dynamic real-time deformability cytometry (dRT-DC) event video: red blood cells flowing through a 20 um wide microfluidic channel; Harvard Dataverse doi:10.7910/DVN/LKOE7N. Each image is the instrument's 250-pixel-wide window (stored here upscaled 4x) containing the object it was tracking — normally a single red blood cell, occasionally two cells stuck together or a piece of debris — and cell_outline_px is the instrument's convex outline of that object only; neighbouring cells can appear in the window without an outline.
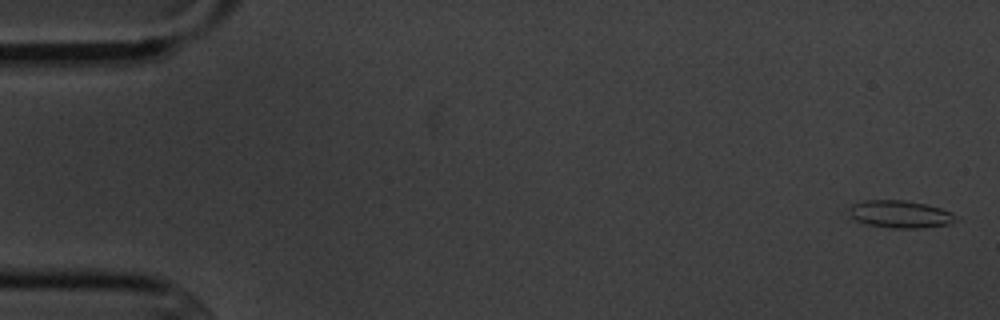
{"species": "common noctule bat (a hibernating species)", "species_latin": "Nyctalus noctula", "temperature_condition": "cold", "stored_images_in_passage": 5, "camera_frame_rate_fps": 3000, "um_per_image_px": 0.085, "animal": {"sex": "male", "body_mass_g": 20.1, "forearm_length_mm": 53.5}, "frame": {"image": 1, "passage_image": 1, "time_ms": 0.0, "image_size_px": [1000, 320], "cell_outline_px": [[960, 220], [948, 224], [924, 228], [892, 228], [868, 224], [856, 220], [852, 216], [848, 208], [852, 204], [864, 200], [904, 200], [928, 204], [952, 212], [960, 216]], "centroid_in_image_um": [76.59, 18.2], "position_along_channel_um": 8.4, "area_um2": 17.28}}
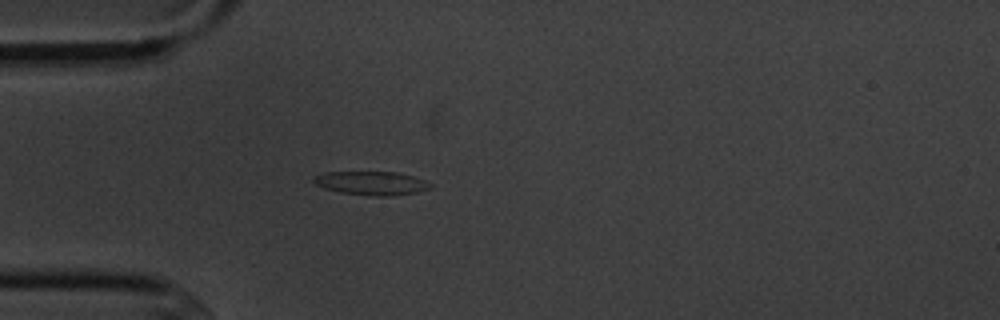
{"frame": {"image": 2, "passage_image": 5, "time_ms": 4.667, "image_size_px": [1000, 320], "cell_outline_px": [[432, 188], [416, 192], [392, 196], [376, 196], [340, 192], [324, 188], [316, 184], [312, 180], [316, 176], [324, 172], [396, 172], [412, 176], [424, 180], [432, 184]], "centroid_in_image_um": [31.59, 15.57], "position_along_channel_um": 53.4, "area_um2": 15.95}}